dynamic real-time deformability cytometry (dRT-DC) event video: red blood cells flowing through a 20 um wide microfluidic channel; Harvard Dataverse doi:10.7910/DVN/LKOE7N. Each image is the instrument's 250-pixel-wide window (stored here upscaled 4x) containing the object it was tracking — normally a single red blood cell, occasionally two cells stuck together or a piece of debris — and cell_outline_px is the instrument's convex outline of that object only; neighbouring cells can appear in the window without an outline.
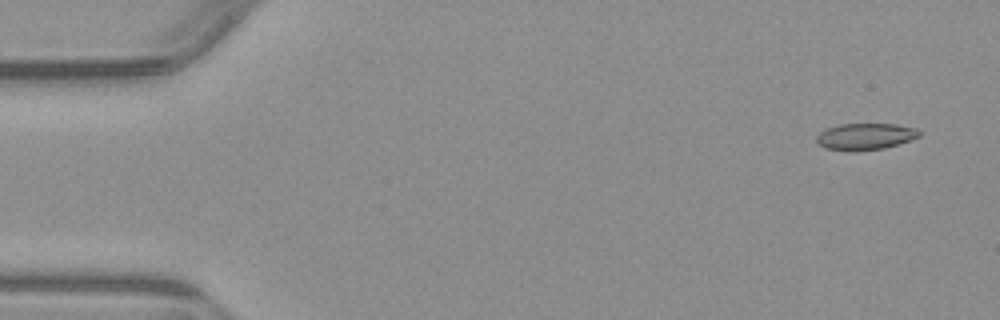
{"species": "common noctule bat (a hibernating species)", "species_latin": "Nyctalus noctula", "temperature_condition": "warm", "stored_images_in_passage": 4, "camera_frame_rate_fps": 3000, "um_per_image_px": 0.085, "animal": {"sex": "male", "body_mass_g": 23.1, "forearm_length_mm": 52.7}, "frame": {"image": 1, "passage_image": 1, "time_ms": 0.0, "image_size_px": [1000, 320], "cell_outline_px": [[920, 136], [912, 140], [884, 148], [856, 152], [824, 148], [816, 144], [816, 136], [820, 132], [828, 128], [840, 124], [896, 124], [916, 128], [920, 132]], "centroid_in_image_um": [73.54, 11.61], "position_along_channel_um": 11.5, "area_um2": 16.13}}